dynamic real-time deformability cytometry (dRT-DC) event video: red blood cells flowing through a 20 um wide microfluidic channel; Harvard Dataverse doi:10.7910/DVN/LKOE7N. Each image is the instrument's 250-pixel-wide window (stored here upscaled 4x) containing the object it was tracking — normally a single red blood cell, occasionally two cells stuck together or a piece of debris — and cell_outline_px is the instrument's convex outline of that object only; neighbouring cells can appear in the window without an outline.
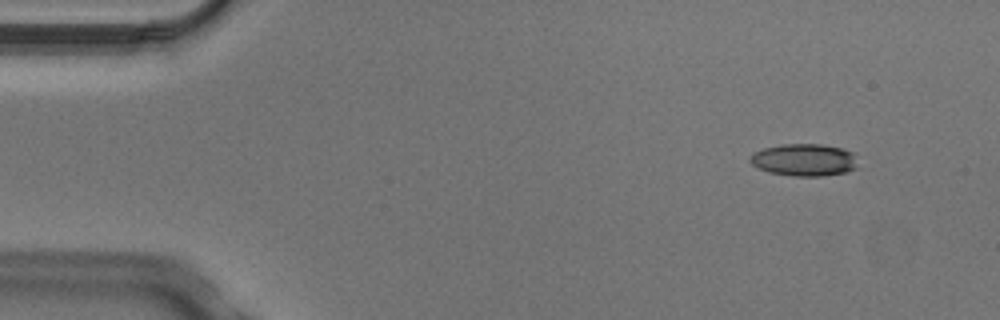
{"species": "Egyptian fruit bat (a non-hibernating species)", "species_latin": "Rousettus aegyptiacus", "temperature_condition": "cold", "stored_images_in_passage": 4, "camera_frame_rate_fps": 3000, "um_per_image_px": 0.085, "animal": {"sex": "male"}, "frame": {"image": 1, "passage_image": 1, "time_ms": 0.0, "image_size_px": [1000, 320], "cell_outline_px": [[856, 168], [844, 172], [824, 176], [792, 176], [768, 172], [752, 164], [748, 160], [748, 156], [752, 152], [764, 148], [784, 144], [820, 144], [840, 148], [852, 152]], "centroid_in_image_um": [68.28, 13.59], "position_along_channel_um": 16.7, "area_um2": 20.11}}
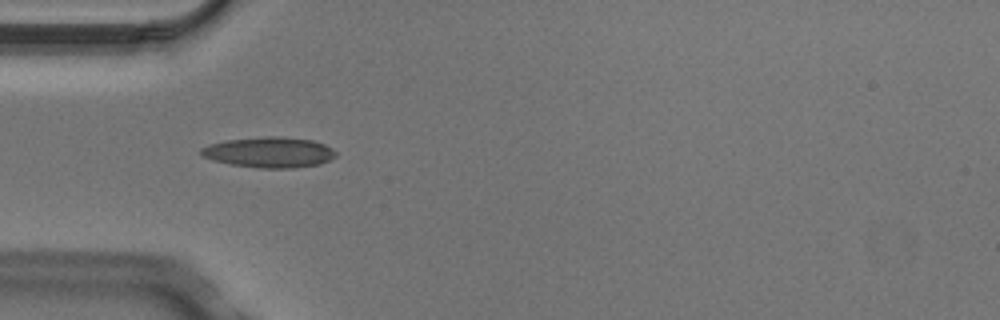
{"frame": {"image": 2, "passage_image": 4, "time_ms": 1.0, "image_size_px": [1000, 320], "cell_outline_px": [[336, 156], [320, 164], [292, 168], [260, 168], [228, 164], [212, 160], [200, 156], [200, 148], [208, 144], [228, 140], [268, 136], [276, 136], [312, 140], [324, 144], [332, 148], [336, 152]], "centroid_in_image_um": [22.85, 12.95], "position_along_channel_um": 62.1, "area_um2": 24.04}}